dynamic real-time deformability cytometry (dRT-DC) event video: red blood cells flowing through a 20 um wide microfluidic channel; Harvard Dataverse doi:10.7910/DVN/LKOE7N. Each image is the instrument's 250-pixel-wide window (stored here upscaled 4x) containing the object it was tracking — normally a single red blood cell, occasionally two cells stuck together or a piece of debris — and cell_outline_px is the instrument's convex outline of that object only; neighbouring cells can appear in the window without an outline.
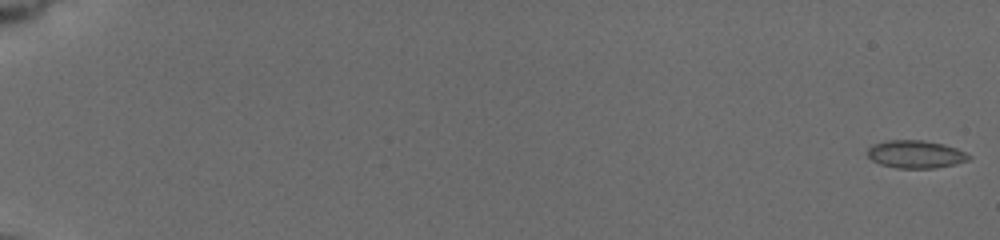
{"species": "common noctule bat (a hibernating species)", "species_latin": "Nyctalus noctula", "temperature_condition": "cold", "stored_images_in_passage": 38, "camera_frame_rate_fps": 3000, "um_per_image_px": 0.085, "animal": {"sex": "female", "body_mass_g": 19.5, "forearm_length_mm": 54.1}, "frame": {"image": 1, "passage_image": 1, "time_ms": 0.0, "image_size_px": [1000, 240], "cell_outline_px": [[972, 156], [968, 160], [956, 164], [932, 168], [896, 168], [880, 164], [872, 160], [868, 156], [868, 148], [872, 144], [884, 140], [920, 140], [944, 144], [956, 148]], "centroid_in_image_um": [77.81, 13.11], "position_along_channel_um": 7.2, "area_um2": 16.42}}
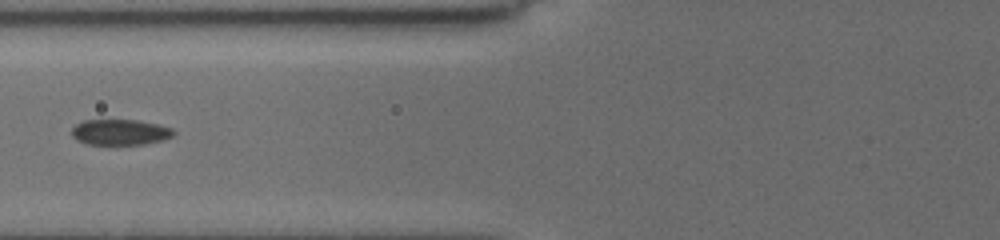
{"frame": {"image": 2, "passage_image": 23, "time_ms": 8.333, "image_size_px": [1000, 240], "cell_outline_px": [[176, 132], [172, 136], [164, 140], [144, 144], [116, 148], [88, 144], [76, 140], [72, 136], [72, 128], [76, 124], [84, 120], [136, 120], [156, 124], [172, 128]], "centroid_in_image_um": [10.19, 11.29], "position_along_channel_um": 115.6, "area_um2": 16.01}}
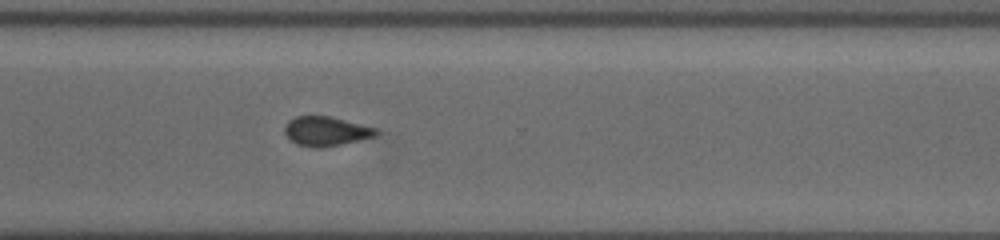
{"frame": {"image": 3, "passage_image": 38, "time_ms": 14.333, "image_size_px": [1000, 240], "cell_outline_px": [[380, 132], [376, 136], [340, 144], [320, 148], [312, 148], [296, 144], [284, 132], [284, 128], [288, 120], [296, 116], [328, 116], [376, 128]], "centroid_in_image_um": [27.69, 11.16], "position_along_channel_um": 342.9, "area_um2": 15.49}}